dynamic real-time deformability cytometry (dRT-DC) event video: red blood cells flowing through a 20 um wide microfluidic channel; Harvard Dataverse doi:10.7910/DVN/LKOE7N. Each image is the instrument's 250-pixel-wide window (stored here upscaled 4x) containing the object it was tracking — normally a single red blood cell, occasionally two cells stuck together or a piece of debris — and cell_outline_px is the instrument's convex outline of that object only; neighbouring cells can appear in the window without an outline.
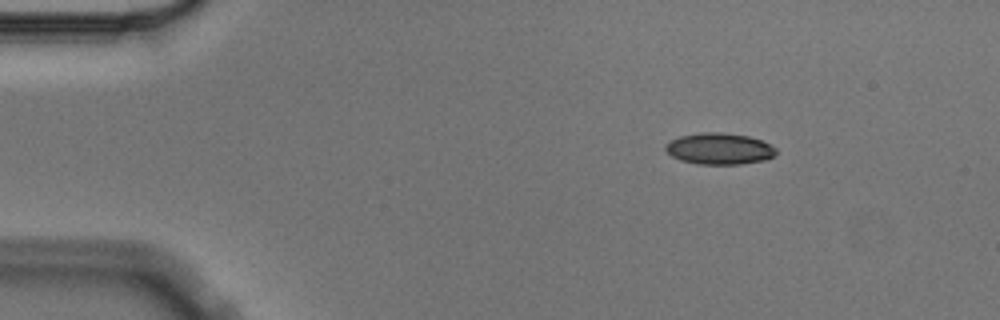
{"species": "Egyptian fruit bat (a non-hibernating species)", "species_latin": "Rousettus aegyptiacus", "temperature_condition": "cold", "stored_images_in_passage": 2, "camera_frame_rate_fps": 3000, "um_per_image_px": 0.085, "animal": {"sex": "male"}, "frame": {"image": 1, "passage_image": 1, "time_ms": 0.0, "image_size_px": [1000, 320], "cell_outline_px": [[776, 152], [772, 156], [764, 160], [740, 164], [696, 164], [680, 160], [672, 156], [664, 148], [664, 144], [680, 136], [704, 132], [720, 132], [748, 136], [760, 140], [776, 148]], "centroid_in_image_um": [61.11, 12.64], "position_along_channel_um": 23.9, "area_um2": 20.06}}